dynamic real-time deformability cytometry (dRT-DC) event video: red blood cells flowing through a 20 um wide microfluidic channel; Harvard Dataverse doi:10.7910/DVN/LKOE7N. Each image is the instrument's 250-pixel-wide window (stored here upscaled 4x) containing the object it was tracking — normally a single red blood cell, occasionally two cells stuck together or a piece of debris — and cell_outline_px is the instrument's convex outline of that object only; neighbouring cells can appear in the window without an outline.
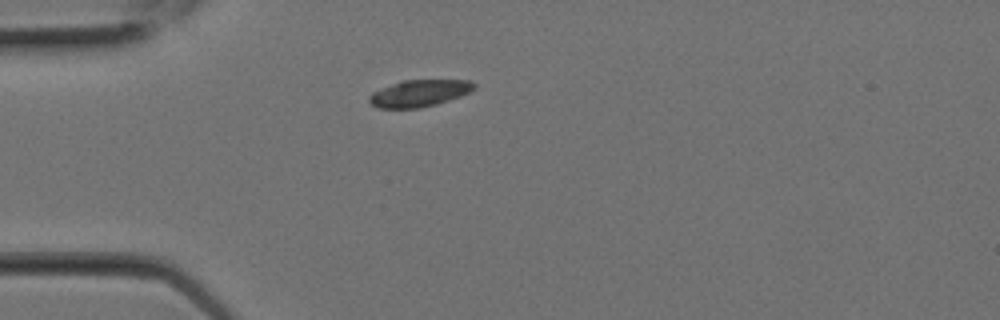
{"species": "Egyptian fruit bat (a non-hibernating species)", "species_latin": "Rousettus aegyptiacus", "temperature_condition": "room temperature", "stored_images_in_passage": 3, "camera_frame_rate_fps": 3000, "um_per_image_px": 0.085, "animal": {"sex": "female"}, "frame": {"image": 1, "passage_image": 3, "time_ms": 0.667, "image_size_px": [1000, 320], "cell_outline_px": [[476, 88], [460, 96], [436, 104], [420, 108], [380, 108], [372, 104], [368, 100], [368, 96], [372, 92], [400, 80], [468, 80], [476, 84]], "centroid_in_image_um": [35.62, 7.92], "position_along_channel_um": 49.4, "area_um2": 16.36}}